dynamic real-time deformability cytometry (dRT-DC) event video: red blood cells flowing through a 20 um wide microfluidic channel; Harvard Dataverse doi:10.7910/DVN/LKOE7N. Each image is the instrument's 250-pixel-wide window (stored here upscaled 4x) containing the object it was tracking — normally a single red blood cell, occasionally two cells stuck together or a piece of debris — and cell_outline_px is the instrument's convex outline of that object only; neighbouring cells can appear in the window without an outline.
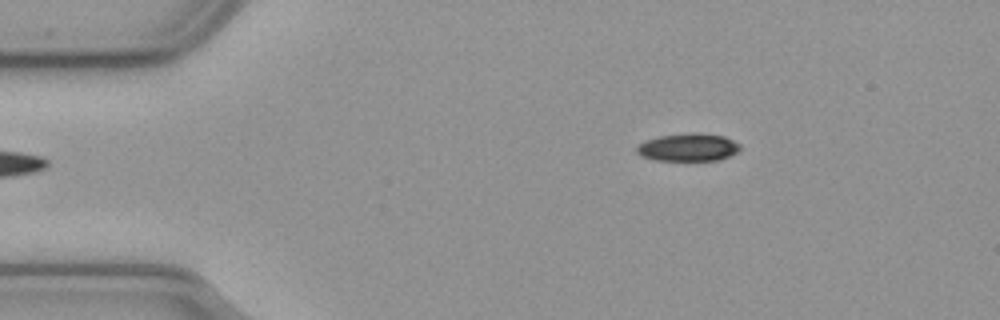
{"species": "common noctule bat (a hibernating species)", "species_latin": "Nyctalus noctula", "temperature_condition": "cold", "stored_images_in_passage": 48, "camera_frame_rate_fps": 3000, "um_per_image_px": 0.085, "animal": {"sex": "male", "body_mass_g": 23.1, "forearm_length_mm": 52.7}, "frame": {"image": 1, "passage_image": 1, "time_ms": 0.0, "image_size_px": [1000, 320], "cell_outline_px": [[740, 148], [736, 152], [720, 160], [656, 160], [640, 156], [636, 152], [636, 148], [644, 140], [660, 136], [692, 132], [724, 136], [740, 144]], "centroid_in_image_um": [58.47, 12.52], "position_along_channel_um": 26.5, "area_um2": 16.65}}
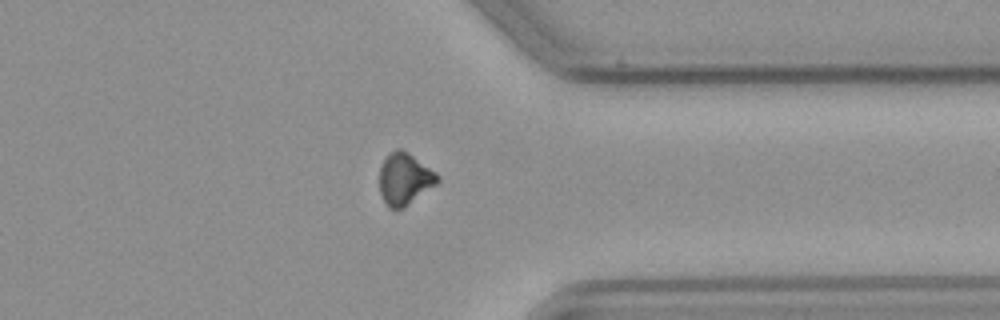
{"frame": {"image": 2, "passage_image": 35, "time_ms": 11.333, "image_size_px": [1000, 320], "cell_outline_px": [[440, 180], [436, 184], [404, 208], [388, 208], [380, 192], [380, 168], [384, 160], [396, 148], [400, 148], [408, 152], [436, 172], [440, 176]], "centroid_in_image_um": [34.41, 15.21], "position_along_channel_um": 377.0, "area_um2": 17.34}}
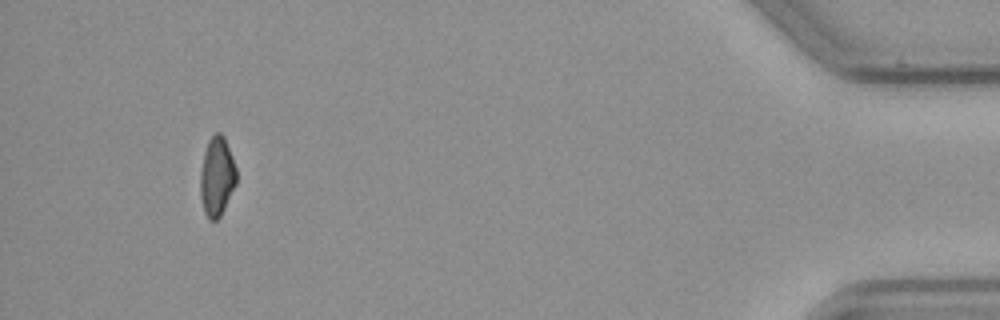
{"frame": {"image": 3, "passage_image": 44, "time_ms": 14.333, "image_size_px": [1000, 320], "cell_outline_px": [[236, 184], [220, 216], [216, 220], [208, 220], [204, 212], [200, 196], [200, 172], [204, 152], [208, 140], [216, 132], [220, 132], [224, 136], [232, 156], [236, 168]], "centroid_in_image_um": [18.42, 15.0], "position_along_channel_um": 416.8, "area_um2": 16.7}, "authors_computed_cell_mechanics": {"area_um2": 17.8891, "velocity_mm_per_s": 3.6767, "shape_relaxation_time_tau1_ms": 6.7044, "shape_relaxation_time_tau2_ms": null, "deformation_change_tau1": 0.1429, "deformation_change_tau2": null}}